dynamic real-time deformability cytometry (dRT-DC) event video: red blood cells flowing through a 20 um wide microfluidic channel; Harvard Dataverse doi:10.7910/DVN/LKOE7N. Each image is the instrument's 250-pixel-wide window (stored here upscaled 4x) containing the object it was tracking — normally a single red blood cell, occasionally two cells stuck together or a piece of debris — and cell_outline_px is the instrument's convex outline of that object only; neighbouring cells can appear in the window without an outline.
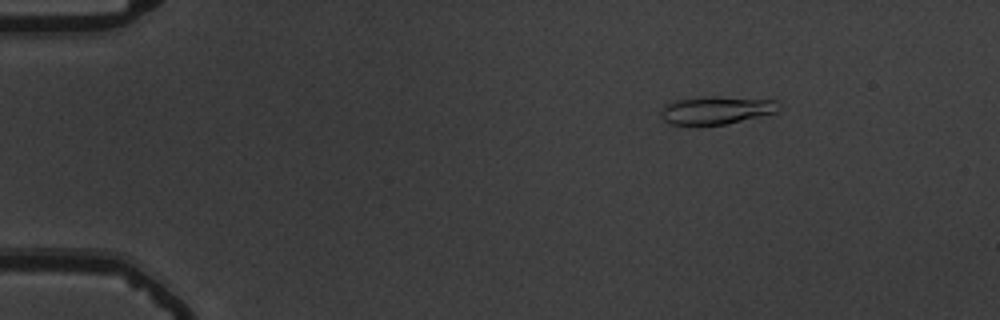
{"species": "common noctule bat (a hibernating species)", "species_latin": "Nyctalus noctula", "temperature_condition": "warm", "stored_images_in_passage": 56, "camera_frame_rate_fps": 3000, "um_per_image_px": 0.085, "animal": {"sex": "male", "body_mass_g": 19.5, "forearm_length_mm": 54.6}, "frame": {"image": 1, "passage_image": 9, "time_ms": 2.667, "image_size_px": [1000, 320], "cell_outline_px": [[780, 104], [776, 112], [724, 124], [668, 124], [664, 120], [660, 112], [664, 104], [672, 100], [704, 96], [716, 96], [776, 100]], "centroid_in_image_um": [60.83, 9.34], "position_along_channel_um": 24.2, "area_um2": 19.07}}
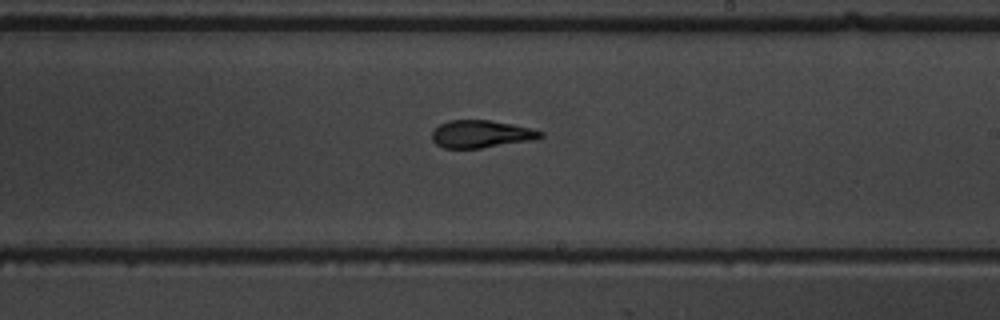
{"frame": {"image": 2, "passage_image": 34, "time_ms": 11.0, "image_size_px": [1000, 320], "cell_outline_px": [[544, 136], [536, 140], [480, 148], [444, 148], [436, 144], [432, 140], [432, 132], [440, 124], [448, 120], [488, 120], [512, 124], [544, 132]], "centroid_in_image_um": [40.91, 11.4], "position_along_channel_um": 248.1, "area_um2": 17.4}}
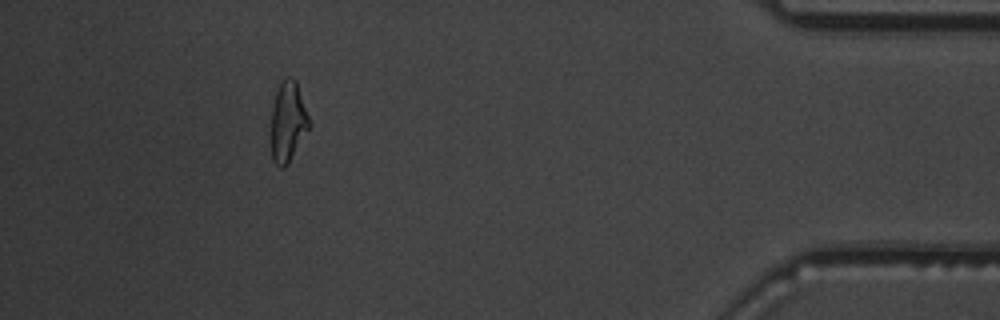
{"frame": {"image": 3, "passage_image": 51, "time_ms": 16.667, "image_size_px": [1000, 320], "cell_outline_px": [[312, 124], [288, 164], [284, 168], [280, 168], [272, 160], [272, 108], [276, 92], [284, 76], [292, 76], [296, 80]], "centroid_in_image_um": [24.5, 10.33], "position_along_channel_um": 410.7, "area_um2": 17.92}, "authors_computed_cell_mechanics": {"area_um2": 17.9758, "velocity_mm_per_s": 3.7559, "shape_relaxation_time_tau1_ms": 7.7621, "shape_relaxation_time_tau2_ms": 2.6897, "deformation_change_tau1": 0.2253, "deformation_change_tau2": 0.1057}}